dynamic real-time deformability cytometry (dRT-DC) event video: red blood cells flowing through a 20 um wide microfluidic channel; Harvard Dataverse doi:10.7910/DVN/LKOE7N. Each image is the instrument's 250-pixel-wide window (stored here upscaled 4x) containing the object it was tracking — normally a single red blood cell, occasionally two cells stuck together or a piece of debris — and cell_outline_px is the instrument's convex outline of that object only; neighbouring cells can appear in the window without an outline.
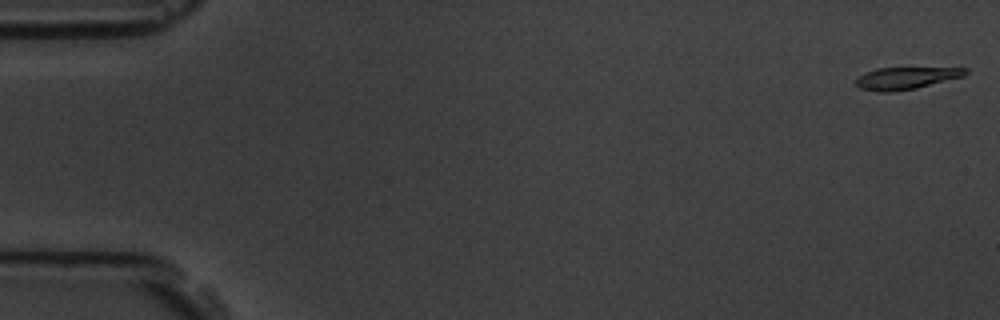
{"species": "common noctule bat (a hibernating species)", "species_latin": "Nyctalus noctula", "temperature_condition": "room temperature", "stored_images_in_passage": 5, "camera_frame_rate_fps": 3000, "um_per_image_px": 0.085, "animal": {"sex": "male", "body_mass_g": 19.5, "forearm_length_mm": 54.6}, "frame": {"image": 1, "passage_image": 1, "time_ms": 0.0, "image_size_px": [1000, 320], "cell_outline_px": [[968, 72], [964, 76], [916, 88], [892, 92], [876, 92], [860, 88], [856, 84], [856, 80], [860, 76], [876, 68], [968, 68]], "centroid_in_image_um": [77.01, 6.65], "position_along_channel_um": 8.0, "area_um2": 13.93}}
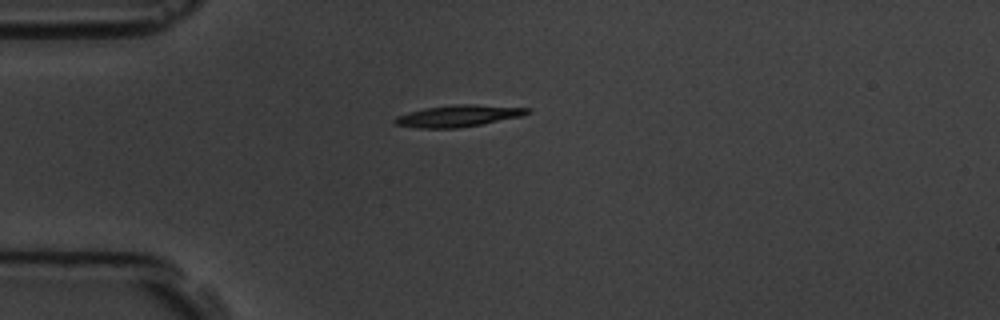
{"frame": {"image": 2, "passage_image": 5, "time_ms": 4.667, "image_size_px": [1000, 320], "cell_outline_px": [[532, 112], [520, 116], [480, 124], [456, 128], [416, 128], [396, 124], [392, 120], [396, 116], [408, 112], [424, 108], [456, 104], [472, 104], [532, 108]], "centroid_in_image_um": [38.93, 9.84], "position_along_channel_um": 46.1, "area_um2": 16.65}}